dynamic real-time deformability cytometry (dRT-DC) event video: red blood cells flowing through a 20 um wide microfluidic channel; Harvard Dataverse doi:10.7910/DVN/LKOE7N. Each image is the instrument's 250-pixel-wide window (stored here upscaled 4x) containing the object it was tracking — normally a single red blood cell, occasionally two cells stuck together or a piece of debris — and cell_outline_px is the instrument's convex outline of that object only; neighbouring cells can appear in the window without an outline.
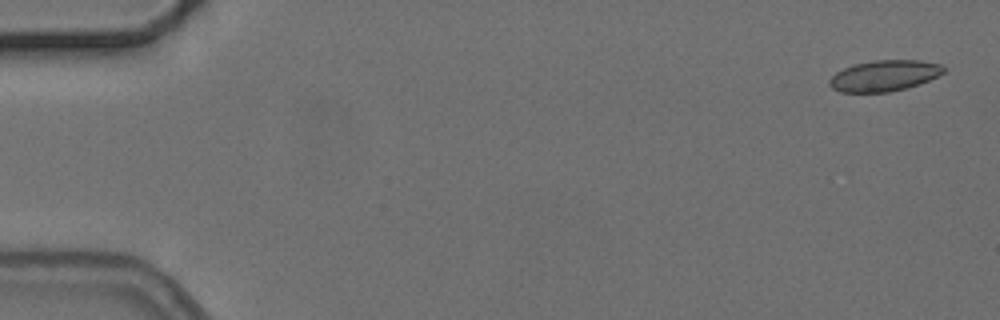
{"species": "common noctule bat (a hibernating species)", "species_latin": "Nyctalus noctula", "temperature_condition": "cold", "stored_images_in_passage": 7, "camera_frame_rate_fps": 3000, "um_per_image_px": 0.085, "animal": {"sex": "female", "body_mass_g": 24.6, "forearm_length_mm": 56.2}, "frame": {"image": 1, "passage_image": 1, "time_ms": 0.0, "image_size_px": [1000, 320], "cell_outline_px": [[948, 68], [944, 72], [928, 80], [904, 88], [888, 92], [840, 92], [832, 88], [828, 84], [828, 80], [836, 72], [852, 64], [872, 60], [920, 60], [940, 64]], "centroid_in_image_um": [75.13, 6.42], "position_along_channel_um": 9.9, "area_um2": 20.58}}
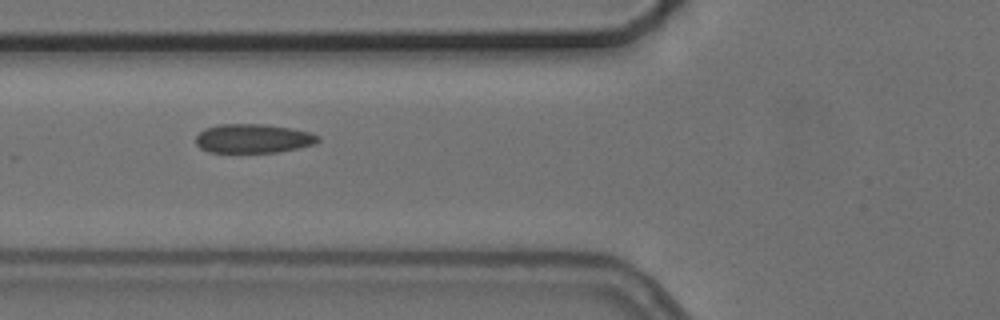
{"frame": {"image": 2, "passage_image": 6, "time_ms": 6.333, "image_size_px": [1000, 320], "cell_outline_px": [[320, 140], [312, 144], [296, 148], [276, 152], [208, 152], [200, 148], [196, 144], [196, 136], [204, 128], [220, 124], [264, 124], [292, 128], [312, 132], [320, 136]], "centroid_in_image_um": [21.51, 11.76], "position_along_channel_um": 104.3, "area_um2": 20.69}}
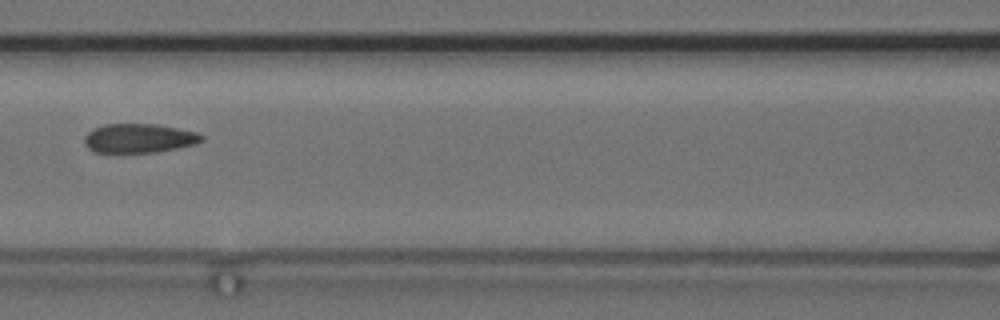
{"frame": {"image": 3, "passage_image": 7, "time_ms": 7.667, "image_size_px": [1000, 320], "cell_outline_px": [[204, 140], [196, 144], [156, 152], [112, 156], [92, 152], [84, 144], [84, 136], [88, 132], [104, 124], [156, 124], [196, 132], [204, 136]], "centroid_in_image_um": [11.74, 11.81], "position_along_channel_um": 154.9, "area_um2": 20.75}}